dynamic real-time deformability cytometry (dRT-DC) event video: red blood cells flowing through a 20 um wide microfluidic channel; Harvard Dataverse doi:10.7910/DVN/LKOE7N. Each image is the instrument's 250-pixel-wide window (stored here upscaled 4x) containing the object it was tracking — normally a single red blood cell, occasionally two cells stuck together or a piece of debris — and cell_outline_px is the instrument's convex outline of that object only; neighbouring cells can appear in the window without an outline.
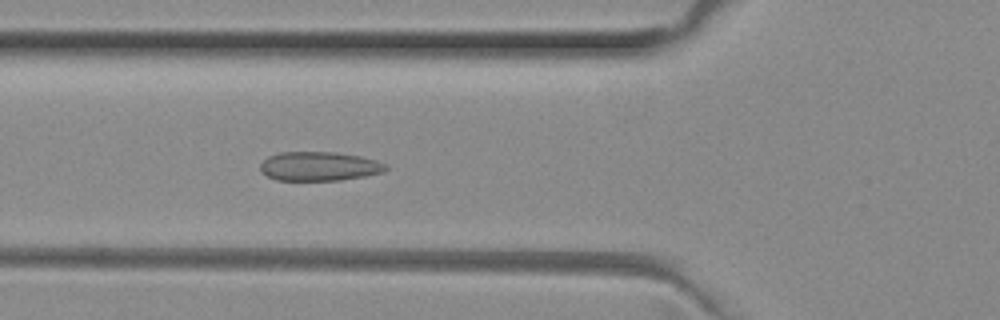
{"species": "common noctule bat (a hibernating species)", "species_latin": "Nyctalus noctula", "temperature_condition": "room temperature", "stored_images_in_passage": 45, "camera_frame_rate_fps": 3000, "um_per_image_px": 0.085, "animal": {"sex": "female", "body_mass_g": 29.2, "forearm_length_mm": 56.3}, "frame": {"image": 1, "passage_image": 12, "time_ms": 3.667, "image_size_px": [1000, 320], "cell_outline_px": [[388, 168], [384, 172], [364, 176], [340, 180], [276, 180], [260, 172], [260, 164], [268, 156], [280, 152], [336, 152], [360, 156], [376, 160], [388, 164]], "centroid_in_image_um": [27.14, 14.13], "position_along_channel_um": 98.7, "area_um2": 21.39}}
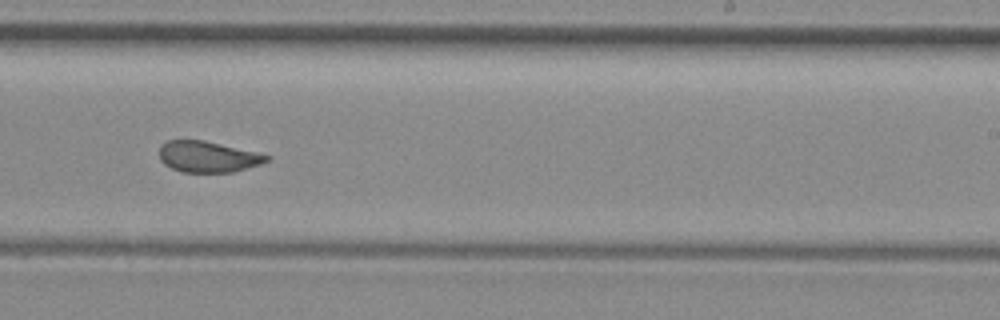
{"frame": {"image": 2, "passage_image": 25, "time_ms": 8.0, "image_size_px": [1000, 320], "cell_outline_px": [[272, 160], [260, 164], [232, 172], [180, 172], [164, 164], [160, 160], [160, 144], [168, 140], [204, 140], [256, 152], [272, 156]], "centroid_in_image_um": [17.67, 13.32], "position_along_channel_um": 271.3, "area_um2": 19.48}}
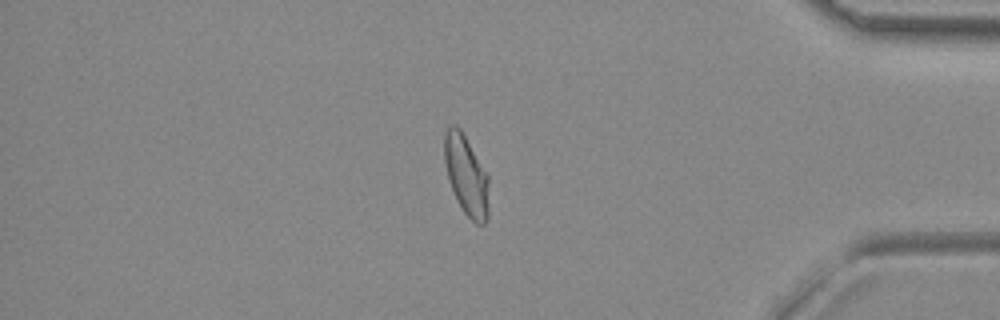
{"frame": {"image": 3, "passage_image": 37, "time_ms": 12.0, "image_size_px": [1000, 320], "cell_outline_px": [[488, 216], [484, 224], [476, 224], [464, 212], [456, 200], [448, 176], [444, 160], [444, 132], [452, 124], [456, 124], [460, 128], [488, 172]], "centroid_in_image_um": [39.64, 14.87], "position_along_channel_um": 395.6, "area_um2": 20.87}, "authors_computed_cell_mechanics": {"area_um2": 20.808, "velocity_mm_per_s": 3.9817, "shape_relaxation_time_tau1_ms": null, "shape_relaxation_time_tau2_ms": 0.7306, "deformation_change_tau1": null, "deformation_change_tau2": 0.0845}}